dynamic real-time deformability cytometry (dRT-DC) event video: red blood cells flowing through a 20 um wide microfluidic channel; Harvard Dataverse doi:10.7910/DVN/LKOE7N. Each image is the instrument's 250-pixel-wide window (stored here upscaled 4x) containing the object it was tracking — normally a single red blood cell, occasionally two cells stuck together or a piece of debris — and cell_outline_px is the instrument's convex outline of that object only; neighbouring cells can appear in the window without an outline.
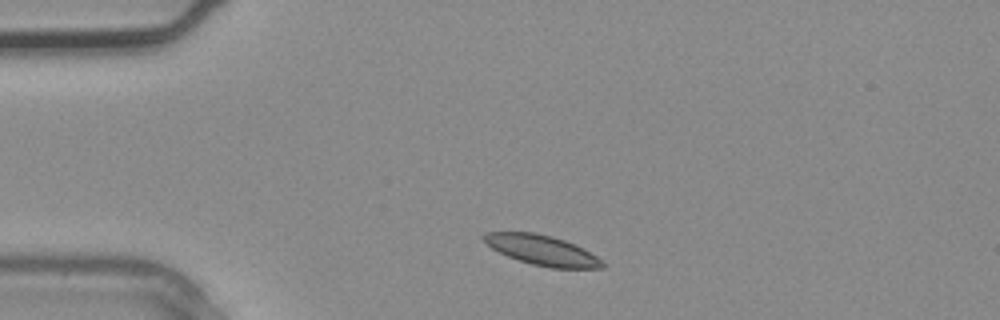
{"species": "common noctule bat (a hibernating species)", "species_latin": "Nyctalus noctula", "temperature_condition": "warm", "stored_images_in_passage": 2, "camera_frame_rate_fps": 3000, "um_per_image_px": 0.085, "animal": {"sex": "male", "body_mass_g": 20.4}, "frame": {"image": 1, "passage_image": 1, "time_ms": 0.0, "image_size_px": [1000, 320], "cell_outline_px": [[604, 268], [552, 268], [532, 264], [508, 256], [492, 248], [480, 236], [484, 232], [536, 232], [552, 236], [564, 240], [596, 256], [604, 264]], "centroid_in_image_um": [46.03, 21.25], "position_along_channel_um": 39.0, "area_um2": 20.35}}